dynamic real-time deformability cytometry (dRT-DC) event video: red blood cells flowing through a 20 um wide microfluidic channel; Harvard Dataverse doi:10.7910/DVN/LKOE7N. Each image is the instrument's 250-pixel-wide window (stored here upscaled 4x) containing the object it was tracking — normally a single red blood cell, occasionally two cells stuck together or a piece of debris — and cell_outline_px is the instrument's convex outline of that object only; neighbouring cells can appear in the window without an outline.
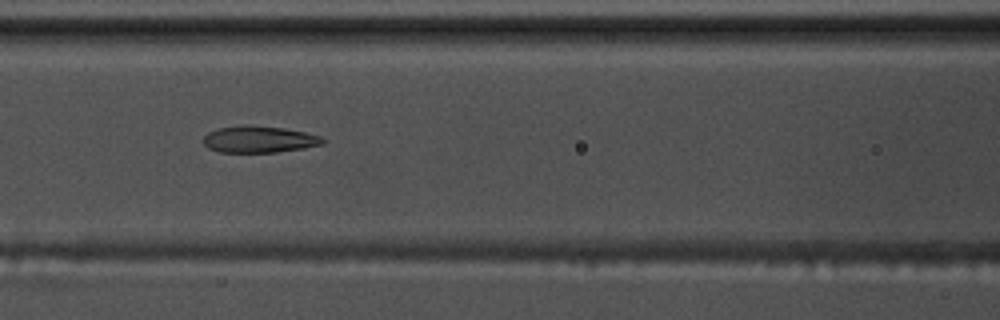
{"species": "common noctule bat (a hibernating species)", "species_latin": "Nyctalus noctula", "temperature_condition": "warm", "stored_images_in_passage": 30, "camera_frame_rate_fps": 3000, "um_per_image_px": 0.085, "animal": {"sex": "male", "body_mass_g": 17.5, "forearm_length_mm": 52.3}, "frame": {"image": 1, "passage_image": 26, "time_ms": 8.333, "image_size_px": [1000, 320], "cell_outline_px": [[328, 140], [324, 144], [304, 148], [276, 152], [220, 152], [208, 148], [204, 144], [204, 136], [208, 132], [220, 128], [244, 124], [284, 128], [304, 132], [320, 136]], "centroid_in_image_um": [22.05, 11.84], "position_along_channel_um": 144.5, "area_um2": 18.61}}